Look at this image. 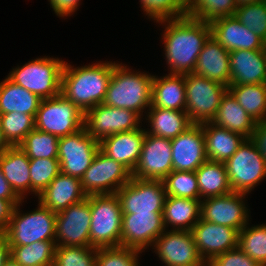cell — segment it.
I'll return each instance as SVG.
<instances>
[{"mask_svg":"<svg viewBox=\"0 0 266 266\" xmlns=\"http://www.w3.org/2000/svg\"><path fill=\"white\" fill-rule=\"evenodd\" d=\"M155 23L163 25L165 29L162 42L170 73H192L205 42L211 36L210 23L189 16L164 19Z\"/></svg>","mask_w":266,"mask_h":266,"instance_id":"cell-1","label":"cell"},{"mask_svg":"<svg viewBox=\"0 0 266 266\" xmlns=\"http://www.w3.org/2000/svg\"><path fill=\"white\" fill-rule=\"evenodd\" d=\"M114 62L101 61L80 67L65 61L61 77V94L83 113L103 104L110 82Z\"/></svg>","mask_w":266,"mask_h":266,"instance_id":"cell-2","label":"cell"},{"mask_svg":"<svg viewBox=\"0 0 266 266\" xmlns=\"http://www.w3.org/2000/svg\"><path fill=\"white\" fill-rule=\"evenodd\" d=\"M153 75L134 71L127 65L114 62V69L104 105L126 108L136 112L142 119L143 112L151 106ZM145 109V110H144Z\"/></svg>","mask_w":266,"mask_h":266,"instance_id":"cell-3","label":"cell"},{"mask_svg":"<svg viewBox=\"0 0 266 266\" xmlns=\"http://www.w3.org/2000/svg\"><path fill=\"white\" fill-rule=\"evenodd\" d=\"M23 202L24 200L14 207L4 232L9 246H25L36 241H55L57 213L40 202L33 211L21 213L20 206Z\"/></svg>","mask_w":266,"mask_h":266,"instance_id":"cell-4","label":"cell"},{"mask_svg":"<svg viewBox=\"0 0 266 266\" xmlns=\"http://www.w3.org/2000/svg\"><path fill=\"white\" fill-rule=\"evenodd\" d=\"M64 64V60L56 57H38L12 68L7 77L41 99L53 98L61 94Z\"/></svg>","mask_w":266,"mask_h":266,"instance_id":"cell-5","label":"cell"},{"mask_svg":"<svg viewBox=\"0 0 266 266\" xmlns=\"http://www.w3.org/2000/svg\"><path fill=\"white\" fill-rule=\"evenodd\" d=\"M90 247L121 246L122 210L116 194L89 195Z\"/></svg>","mask_w":266,"mask_h":266,"instance_id":"cell-6","label":"cell"},{"mask_svg":"<svg viewBox=\"0 0 266 266\" xmlns=\"http://www.w3.org/2000/svg\"><path fill=\"white\" fill-rule=\"evenodd\" d=\"M225 165L233 192L250 194L266 179V161L251 138L242 142Z\"/></svg>","mask_w":266,"mask_h":266,"instance_id":"cell-7","label":"cell"},{"mask_svg":"<svg viewBox=\"0 0 266 266\" xmlns=\"http://www.w3.org/2000/svg\"><path fill=\"white\" fill-rule=\"evenodd\" d=\"M186 113L193 124L211 122L228 87L195 73L185 74Z\"/></svg>","mask_w":266,"mask_h":266,"instance_id":"cell-8","label":"cell"},{"mask_svg":"<svg viewBox=\"0 0 266 266\" xmlns=\"http://www.w3.org/2000/svg\"><path fill=\"white\" fill-rule=\"evenodd\" d=\"M83 127L84 113L62 94L42 99L35 117V129L60 138L74 134Z\"/></svg>","mask_w":266,"mask_h":266,"instance_id":"cell-9","label":"cell"},{"mask_svg":"<svg viewBox=\"0 0 266 266\" xmlns=\"http://www.w3.org/2000/svg\"><path fill=\"white\" fill-rule=\"evenodd\" d=\"M131 177V172L125 166L99 149L90 167L81 178V183L87 196L116 194L130 181Z\"/></svg>","mask_w":266,"mask_h":266,"instance_id":"cell-10","label":"cell"},{"mask_svg":"<svg viewBox=\"0 0 266 266\" xmlns=\"http://www.w3.org/2000/svg\"><path fill=\"white\" fill-rule=\"evenodd\" d=\"M123 214L163 213L166 191L163 181L131 177L116 192Z\"/></svg>","mask_w":266,"mask_h":266,"instance_id":"cell-11","label":"cell"},{"mask_svg":"<svg viewBox=\"0 0 266 266\" xmlns=\"http://www.w3.org/2000/svg\"><path fill=\"white\" fill-rule=\"evenodd\" d=\"M99 149V142L84 127L74 134L60 137L58 161L61 173L81 179Z\"/></svg>","mask_w":266,"mask_h":266,"instance_id":"cell-12","label":"cell"},{"mask_svg":"<svg viewBox=\"0 0 266 266\" xmlns=\"http://www.w3.org/2000/svg\"><path fill=\"white\" fill-rule=\"evenodd\" d=\"M141 120L142 118L134 111L99 104L84 113V128L100 142L113 134L142 127Z\"/></svg>","mask_w":266,"mask_h":266,"instance_id":"cell-13","label":"cell"},{"mask_svg":"<svg viewBox=\"0 0 266 266\" xmlns=\"http://www.w3.org/2000/svg\"><path fill=\"white\" fill-rule=\"evenodd\" d=\"M91 219L88 197L58 212L55 245L90 247Z\"/></svg>","mask_w":266,"mask_h":266,"instance_id":"cell-14","label":"cell"},{"mask_svg":"<svg viewBox=\"0 0 266 266\" xmlns=\"http://www.w3.org/2000/svg\"><path fill=\"white\" fill-rule=\"evenodd\" d=\"M247 194L230 192L201 200L200 218L240 231L249 223L250 210L245 205Z\"/></svg>","mask_w":266,"mask_h":266,"instance_id":"cell-15","label":"cell"},{"mask_svg":"<svg viewBox=\"0 0 266 266\" xmlns=\"http://www.w3.org/2000/svg\"><path fill=\"white\" fill-rule=\"evenodd\" d=\"M173 171L171 140L146 132L132 177L163 181Z\"/></svg>","mask_w":266,"mask_h":266,"instance_id":"cell-16","label":"cell"},{"mask_svg":"<svg viewBox=\"0 0 266 266\" xmlns=\"http://www.w3.org/2000/svg\"><path fill=\"white\" fill-rule=\"evenodd\" d=\"M164 266H195L200 257L191 231L165 230L151 247Z\"/></svg>","mask_w":266,"mask_h":266,"instance_id":"cell-17","label":"cell"},{"mask_svg":"<svg viewBox=\"0 0 266 266\" xmlns=\"http://www.w3.org/2000/svg\"><path fill=\"white\" fill-rule=\"evenodd\" d=\"M165 230L163 213L123 214L121 246L145 252Z\"/></svg>","mask_w":266,"mask_h":266,"instance_id":"cell-18","label":"cell"},{"mask_svg":"<svg viewBox=\"0 0 266 266\" xmlns=\"http://www.w3.org/2000/svg\"><path fill=\"white\" fill-rule=\"evenodd\" d=\"M197 251L204 261L238 247L239 231L233 227L200 220L192 228Z\"/></svg>","mask_w":266,"mask_h":266,"instance_id":"cell-19","label":"cell"},{"mask_svg":"<svg viewBox=\"0 0 266 266\" xmlns=\"http://www.w3.org/2000/svg\"><path fill=\"white\" fill-rule=\"evenodd\" d=\"M171 145L173 171H196L207 160L201 124L171 139Z\"/></svg>","mask_w":266,"mask_h":266,"instance_id":"cell-20","label":"cell"},{"mask_svg":"<svg viewBox=\"0 0 266 266\" xmlns=\"http://www.w3.org/2000/svg\"><path fill=\"white\" fill-rule=\"evenodd\" d=\"M211 36L227 51L263 50L264 40L233 15L210 22Z\"/></svg>","mask_w":266,"mask_h":266,"instance_id":"cell-21","label":"cell"},{"mask_svg":"<svg viewBox=\"0 0 266 266\" xmlns=\"http://www.w3.org/2000/svg\"><path fill=\"white\" fill-rule=\"evenodd\" d=\"M146 136L145 128H138L105 137L99 142L100 150L120 162L131 173L134 171Z\"/></svg>","mask_w":266,"mask_h":266,"instance_id":"cell-22","label":"cell"},{"mask_svg":"<svg viewBox=\"0 0 266 266\" xmlns=\"http://www.w3.org/2000/svg\"><path fill=\"white\" fill-rule=\"evenodd\" d=\"M266 84V51L235 50L230 52L229 85Z\"/></svg>","mask_w":266,"mask_h":266,"instance_id":"cell-23","label":"cell"},{"mask_svg":"<svg viewBox=\"0 0 266 266\" xmlns=\"http://www.w3.org/2000/svg\"><path fill=\"white\" fill-rule=\"evenodd\" d=\"M88 197L82 188L81 179L59 173L37 196L38 201L51 211L58 213L70 205Z\"/></svg>","mask_w":266,"mask_h":266,"instance_id":"cell-24","label":"cell"},{"mask_svg":"<svg viewBox=\"0 0 266 266\" xmlns=\"http://www.w3.org/2000/svg\"><path fill=\"white\" fill-rule=\"evenodd\" d=\"M193 73L228 87L230 83V52L210 36L198 56Z\"/></svg>","mask_w":266,"mask_h":266,"instance_id":"cell-25","label":"cell"},{"mask_svg":"<svg viewBox=\"0 0 266 266\" xmlns=\"http://www.w3.org/2000/svg\"><path fill=\"white\" fill-rule=\"evenodd\" d=\"M30 159L19 146H10L0 155V168L16 195L26 199L31 192Z\"/></svg>","mask_w":266,"mask_h":266,"instance_id":"cell-26","label":"cell"},{"mask_svg":"<svg viewBox=\"0 0 266 266\" xmlns=\"http://www.w3.org/2000/svg\"><path fill=\"white\" fill-rule=\"evenodd\" d=\"M151 106L178 111L186 110L185 75H153Z\"/></svg>","mask_w":266,"mask_h":266,"instance_id":"cell-27","label":"cell"},{"mask_svg":"<svg viewBox=\"0 0 266 266\" xmlns=\"http://www.w3.org/2000/svg\"><path fill=\"white\" fill-rule=\"evenodd\" d=\"M207 160L226 162L246 139L242 135L219 127L213 122L202 123Z\"/></svg>","mask_w":266,"mask_h":266,"instance_id":"cell-28","label":"cell"},{"mask_svg":"<svg viewBox=\"0 0 266 266\" xmlns=\"http://www.w3.org/2000/svg\"><path fill=\"white\" fill-rule=\"evenodd\" d=\"M211 122L246 139L252 138L257 125V121L241 107L228 90L222 96L217 114Z\"/></svg>","mask_w":266,"mask_h":266,"instance_id":"cell-29","label":"cell"},{"mask_svg":"<svg viewBox=\"0 0 266 266\" xmlns=\"http://www.w3.org/2000/svg\"><path fill=\"white\" fill-rule=\"evenodd\" d=\"M201 200L166 196L163 209V223L166 228L177 231H191L200 220Z\"/></svg>","mask_w":266,"mask_h":266,"instance_id":"cell-30","label":"cell"},{"mask_svg":"<svg viewBox=\"0 0 266 266\" xmlns=\"http://www.w3.org/2000/svg\"><path fill=\"white\" fill-rule=\"evenodd\" d=\"M146 113L145 120L149 129H145L148 134L163 137L166 139H174L181 133L185 132L193 125L186 111H178L173 109H163L150 106ZM150 123V124H149Z\"/></svg>","mask_w":266,"mask_h":266,"instance_id":"cell-31","label":"cell"},{"mask_svg":"<svg viewBox=\"0 0 266 266\" xmlns=\"http://www.w3.org/2000/svg\"><path fill=\"white\" fill-rule=\"evenodd\" d=\"M42 99L6 77L0 81V114L24 113L36 117Z\"/></svg>","mask_w":266,"mask_h":266,"instance_id":"cell-32","label":"cell"},{"mask_svg":"<svg viewBox=\"0 0 266 266\" xmlns=\"http://www.w3.org/2000/svg\"><path fill=\"white\" fill-rule=\"evenodd\" d=\"M195 173L200 200L233 192L224 162L206 160Z\"/></svg>","mask_w":266,"mask_h":266,"instance_id":"cell-33","label":"cell"},{"mask_svg":"<svg viewBox=\"0 0 266 266\" xmlns=\"http://www.w3.org/2000/svg\"><path fill=\"white\" fill-rule=\"evenodd\" d=\"M228 91L253 119L266 120V84L229 85Z\"/></svg>","mask_w":266,"mask_h":266,"instance_id":"cell-34","label":"cell"},{"mask_svg":"<svg viewBox=\"0 0 266 266\" xmlns=\"http://www.w3.org/2000/svg\"><path fill=\"white\" fill-rule=\"evenodd\" d=\"M55 241L10 246V257L21 266H54Z\"/></svg>","mask_w":266,"mask_h":266,"instance_id":"cell-35","label":"cell"},{"mask_svg":"<svg viewBox=\"0 0 266 266\" xmlns=\"http://www.w3.org/2000/svg\"><path fill=\"white\" fill-rule=\"evenodd\" d=\"M58 142L57 136L33 129L18 146L29 159H58Z\"/></svg>","mask_w":266,"mask_h":266,"instance_id":"cell-36","label":"cell"},{"mask_svg":"<svg viewBox=\"0 0 266 266\" xmlns=\"http://www.w3.org/2000/svg\"><path fill=\"white\" fill-rule=\"evenodd\" d=\"M236 9L235 0H187V16L208 23L233 16Z\"/></svg>","mask_w":266,"mask_h":266,"instance_id":"cell-37","label":"cell"},{"mask_svg":"<svg viewBox=\"0 0 266 266\" xmlns=\"http://www.w3.org/2000/svg\"><path fill=\"white\" fill-rule=\"evenodd\" d=\"M248 224L239 231L238 247L260 266H266V223Z\"/></svg>","mask_w":266,"mask_h":266,"instance_id":"cell-38","label":"cell"},{"mask_svg":"<svg viewBox=\"0 0 266 266\" xmlns=\"http://www.w3.org/2000/svg\"><path fill=\"white\" fill-rule=\"evenodd\" d=\"M0 127L8 144L18 146L35 129V117L17 112L0 114Z\"/></svg>","mask_w":266,"mask_h":266,"instance_id":"cell-39","label":"cell"},{"mask_svg":"<svg viewBox=\"0 0 266 266\" xmlns=\"http://www.w3.org/2000/svg\"><path fill=\"white\" fill-rule=\"evenodd\" d=\"M167 196L200 200L195 171H172L163 180Z\"/></svg>","mask_w":266,"mask_h":266,"instance_id":"cell-40","label":"cell"},{"mask_svg":"<svg viewBox=\"0 0 266 266\" xmlns=\"http://www.w3.org/2000/svg\"><path fill=\"white\" fill-rule=\"evenodd\" d=\"M31 194L39 196L61 172L58 159H30Z\"/></svg>","mask_w":266,"mask_h":266,"instance_id":"cell-41","label":"cell"},{"mask_svg":"<svg viewBox=\"0 0 266 266\" xmlns=\"http://www.w3.org/2000/svg\"><path fill=\"white\" fill-rule=\"evenodd\" d=\"M145 15L155 21L187 16V0H140Z\"/></svg>","mask_w":266,"mask_h":266,"instance_id":"cell-42","label":"cell"},{"mask_svg":"<svg viewBox=\"0 0 266 266\" xmlns=\"http://www.w3.org/2000/svg\"><path fill=\"white\" fill-rule=\"evenodd\" d=\"M97 248L56 246L54 266H95Z\"/></svg>","mask_w":266,"mask_h":266,"instance_id":"cell-43","label":"cell"},{"mask_svg":"<svg viewBox=\"0 0 266 266\" xmlns=\"http://www.w3.org/2000/svg\"><path fill=\"white\" fill-rule=\"evenodd\" d=\"M234 16L264 41L266 40V2L265 0L237 7Z\"/></svg>","mask_w":266,"mask_h":266,"instance_id":"cell-44","label":"cell"},{"mask_svg":"<svg viewBox=\"0 0 266 266\" xmlns=\"http://www.w3.org/2000/svg\"><path fill=\"white\" fill-rule=\"evenodd\" d=\"M141 253L123 246L97 248L95 266H139Z\"/></svg>","mask_w":266,"mask_h":266,"instance_id":"cell-45","label":"cell"},{"mask_svg":"<svg viewBox=\"0 0 266 266\" xmlns=\"http://www.w3.org/2000/svg\"><path fill=\"white\" fill-rule=\"evenodd\" d=\"M209 262L211 266H260L239 247L219 254L213 257Z\"/></svg>","mask_w":266,"mask_h":266,"instance_id":"cell-46","label":"cell"},{"mask_svg":"<svg viewBox=\"0 0 266 266\" xmlns=\"http://www.w3.org/2000/svg\"><path fill=\"white\" fill-rule=\"evenodd\" d=\"M50 2V7H52L56 16L68 17L74 14L77 9H79V3L81 0H48Z\"/></svg>","mask_w":266,"mask_h":266,"instance_id":"cell-47","label":"cell"},{"mask_svg":"<svg viewBox=\"0 0 266 266\" xmlns=\"http://www.w3.org/2000/svg\"><path fill=\"white\" fill-rule=\"evenodd\" d=\"M251 139L255 142L266 161V120L257 122Z\"/></svg>","mask_w":266,"mask_h":266,"instance_id":"cell-48","label":"cell"},{"mask_svg":"<svg viewBox=\"0 0 266 266\" xmlns=\"http://www.w3.org/2000/svg\"><path fill=\"white\" fill-rule=\"evenodd\" d=\"M0 199L9 200L14 206L22 200L16 195L8 181L3 176L0 168Z\"/></svg>","mask_w":266,"mask_h":266,"instance_id":"cell-49","label":"cell"},{"mask_svg":"<svg viewBox=\"0 0 266 266\" xmlns=\"http://www.w3.org/2000/svg\"><path fill=\"white\" fill-rule=\"evenodd\" d=\"M14 207L9 200L0 199V233L5 232Z\"/></svg>","mask_w":266,"mask_h":266,"instance_id":"cell-50","label":"cell"},{"mask_svg":"<svg viewBox=\"0 0 266 266\" xmlns=\"http://www.w3.org/2000/svg\"><path fill=\"white\" fill-rule=\"evenodd\" d=\"M10 257V246L4 233H0V266Z\"/></svg>","mask_w":266,"mask_h":266,"instance_id":"cell-51","label":"cell"},{"mask_svg":"<svg viewBox=\"0 0 266 266\" xmlns=\"http://www.w3.org/2000/svg\"><path fill=\"white\" fill-rule=\"evenodd\" d=\"M9 147H10V145L8 144V142L6 141V139L4 138L2 129L0 127V155L3 152H5Z\"/></svg>","mask_w":266,"mask_h":266,"instance_id":"cell-52","label":"cell"},{"mask_svg":"<svg viewBox=\"0 0 266 266\" xmlns=\"http://www.w3.org/2000/svg\"><path fill=\"white\" fill-rule=\"evenodd\" d=\"M263 0H235L237 7H241L244 5H249L252 3H257V2H261Z\"/></svg>","mask_w":266,"mask_h":266,"instance_id":"cell-53","label":"cell"},{"mask_svg":"<svg viewBox=\"0 0 266 266\" xmlns=\"http://www.w3.org/2000/svg\"><path fill=\"white\" fill-rule=\"evenodd\" d=\"M4 266H21L17 264L11 257L4 263Z\"/></svg>","mask_w":266,"mask_h":266,"instance_id":"cell-54","label":"cell"},{"mask_svg":"<svg viewBox=\"0 0 266 266\" xmlns=\"http://www.w3.org/2000/svg\"><path fill=\"white\" fill-rule=\"evenodd\" d=\"M195 266H211L209 261H203L202 263H200L199 265H195Z\"/></svg>","mask_w":266,"mask_h":266,"instance_id":"cell-55","label":"cell"}]
</instances>
